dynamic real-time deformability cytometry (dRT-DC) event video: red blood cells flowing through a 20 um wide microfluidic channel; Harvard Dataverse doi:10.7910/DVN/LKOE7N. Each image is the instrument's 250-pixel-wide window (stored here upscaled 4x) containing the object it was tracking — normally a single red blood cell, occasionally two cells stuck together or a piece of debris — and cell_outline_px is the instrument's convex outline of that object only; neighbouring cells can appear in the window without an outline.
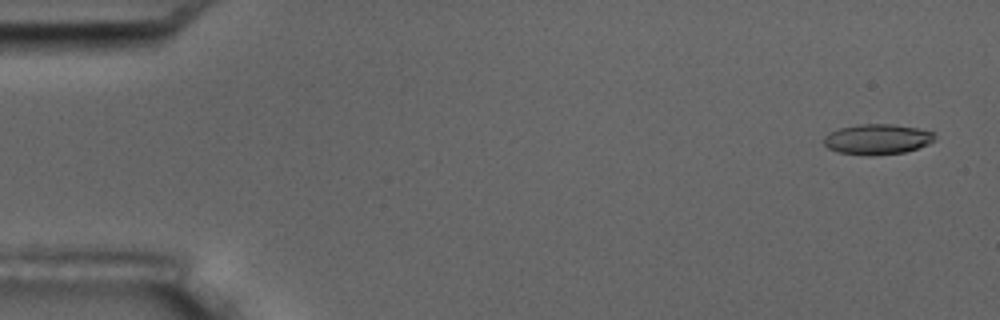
{"species": "common noctule bat (a hibernating species)", "species_latin": "Nyctalus noctula", "temperature_condition": "room temperature", "stored_images_in_passage": 5, "camera_frame_rate_fps": 3000, "um_per_image_px": 0.085, "animal": {"sex": "male", "body_mass_g": 17.5, "forearm_length_mm": 52.3}, "frame": {"image": 1, "passage_image": 1, "time_ms": 0.0, "image_size_px": [1000, 320], "cell_outline_px": [[936, 136], [928, 144], [904, 152], [872, 156], [836, 152], [828, 148], [824, 144], [824, 136], [840, 128], [860, 124], [892, 124], [916, 128], [932, 132]], "centroid_in_image_um": [74.54, 11.84], "position_along_channel_um": 10.5, "area_um2": 19.42}}
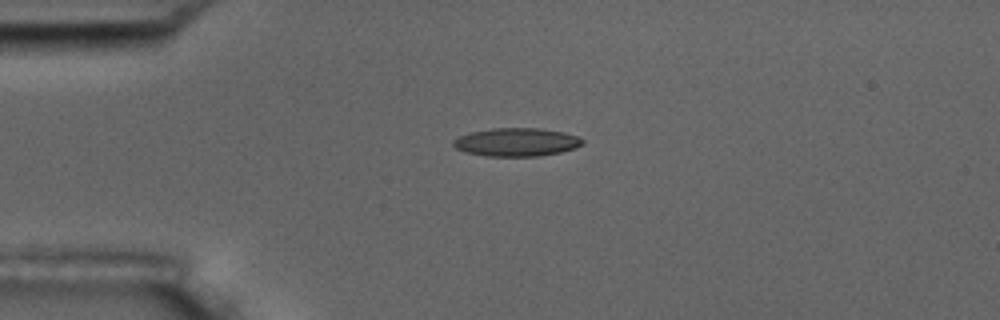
{"frame": {"image": 2, "passage_image": 4, "time_ms": 3.667, "image_size_px": [1000, 320], "cell_outline_px": [[584, 144], [576, 148], [560, 152], [540, 156], [484, 156], [464, 152], [456, 148], [452, 144], [452, 140], [460, 136], [472, 132], [492, 128], [540, 128], [564, 132], [576, 136], [584, 140]], "centroid_in_image_um": [43.91, 12.08], "position_along_channel_um": 41.1, "area_um2": 21.39}}